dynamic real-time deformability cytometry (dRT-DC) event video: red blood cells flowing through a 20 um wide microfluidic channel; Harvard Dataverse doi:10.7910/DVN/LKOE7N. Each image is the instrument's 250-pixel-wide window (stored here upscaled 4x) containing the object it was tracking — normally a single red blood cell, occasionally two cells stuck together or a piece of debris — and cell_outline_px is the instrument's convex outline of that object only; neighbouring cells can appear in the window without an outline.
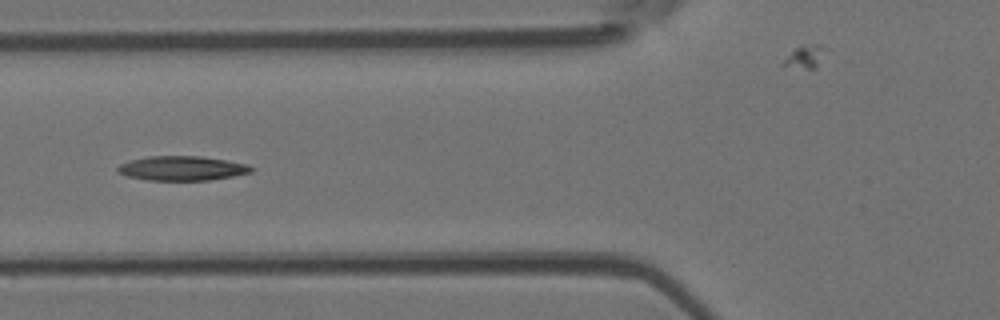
{"species": "Egyptian fruit bat (a non-hibernating species)", "species_latin": "Rousettus aegyptiacus", "temperature_condition": "room temperature", "stored_images_in_passage": 9, "camera_frame_rate_fps": 3000, "um_per_image_px": 0.085, "animal": {"sex": "female"}, "frame": {"image": 1, "passage_image": 6, "time_ms": 6.667, "image_size_px": [1000, 320], "cell_outline_px": [[256, 168], [252, 172], [232, 176], [208, 180], [148, 180], [128, 176], [116, 172], [116, 168], [120, 164], [128, 160], [148, 156], [200, 156], [248, 164]], "centroid_in_image_um": [15.45, 14.3], "position_along_channel_um": 110.3, "area_um2": 19.07}}
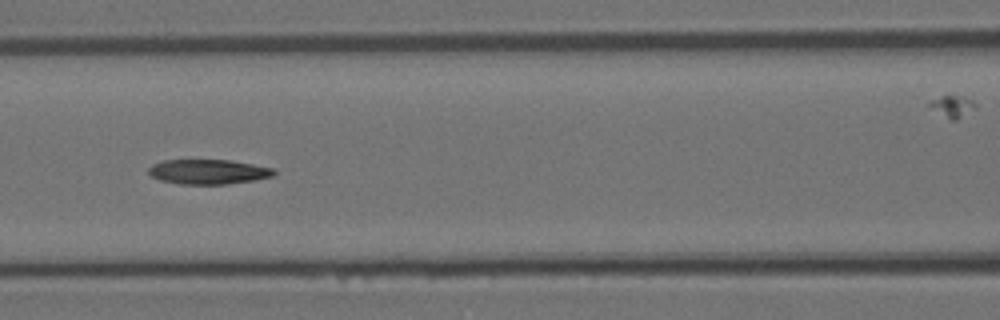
{"frame": {"image": 2, "passage_image": 7, "time_ms": 7.667, "image_size_px": [1000, 320], "cell_outline_px": [[276, 172], [272, 176], [252, 180], [228, 184], [180, 184], [160, 180], [152, 176], [148, 172], [148, 168], [152, 164], [164, 160], [228, 160], [252, 164], [272, 168]], "centroid_in_image_um": [17.66, 14.6], "position_along_channel_um": 148.9, "area_um2": 17.92}}
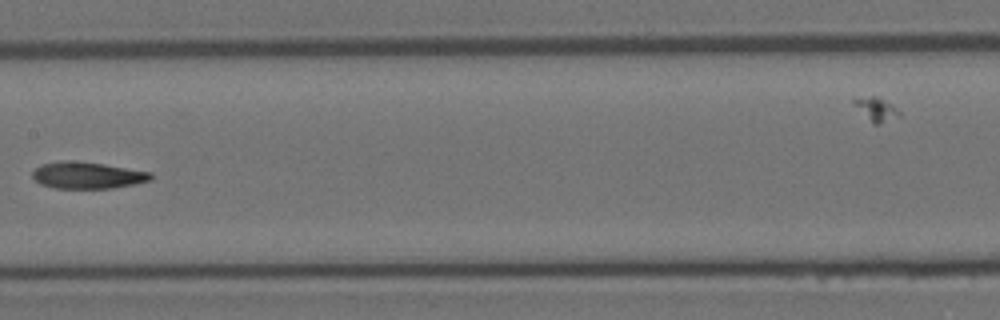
{"frame": {"image": 3, "passage_image": 8, "time_ms": 9.0, "image_size_px": [1000, 320], "cell_outline_px": [[152, 180], [136, 184], [112, 188], [52, 188], [40, 184], [32, 176], [32, 172], [40, 164], [60, 160], [72, 160], [104, 164], [152, 172]], "centroid_in_image_um": [7.42, 14.89], "position_along_channel_um": 200.0, "area_um2": 18.61}}